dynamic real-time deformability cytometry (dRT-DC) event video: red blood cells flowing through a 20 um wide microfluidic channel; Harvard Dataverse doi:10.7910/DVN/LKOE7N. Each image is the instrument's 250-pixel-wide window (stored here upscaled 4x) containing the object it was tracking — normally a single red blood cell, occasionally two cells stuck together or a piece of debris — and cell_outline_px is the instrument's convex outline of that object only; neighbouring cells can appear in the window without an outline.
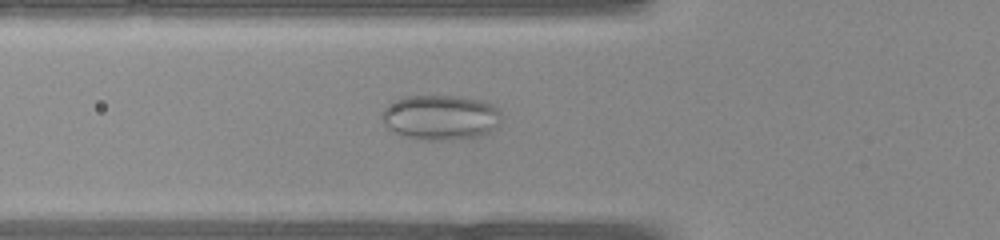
{"species": "common noctule bat (a hibernating species)", "species_latin": "Nyctalus noctula", "temperature_condition": "warm", "stored_images_in_passage": 41, "camera_frame_rate_fps": 3000, "um_per_image_px": 0.085, "animal": {"sex": "female", "body_mass_g": 22.0, "forearm_length_mm": 56.7}, "frame": {"image": 1, "passage_image": 15, "time_ms": 4.667, "image_size_px": [1000, 240], "cell_outline_px": [[500, 120], [496, 128], [488, 132], [472, 136], [452, 140], [416, 140], [388, 132], [380, 116], [384, 108], [388, 104], [404, 96], [464, 96], [480, 100], [492, 104], [500, 112]], "centroid_in_image_um": [37.36, 9.98], "position_along_channel_um": 88.4, "area_um2": 31.73}}
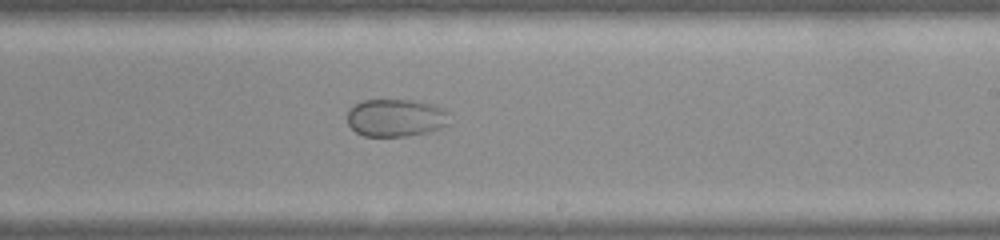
{"frame": {"image": 2, "passage_image": 25, "time_ms": 8.0, "image_size_px": [1000, 240], "cell_outline_px": [[448, 124], [440, 128], [428, 132], [408, 136], [364, 136], [356, 132], [348, 124], [348, 112], [356, 104], [364, 100], [412, 100], [432, 104], [444, 108], [448, 112]], "centroid_in_image_um": [33.67, 10.02], "position_along_channel_um": 255.3, "area_um2": 22.37}}
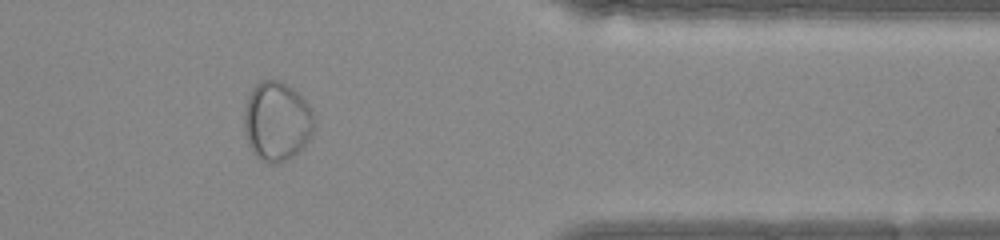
{"frame": {"image": 3, "passage_image": 34, "time_ms": 11.0, "image_size_px": [1000, 240], "cell_outline_px": [[312, 132], [304, 144], [292, 156], [276, 164], [268, 164], [256, 156], [248, 144], [244, 128], [244, 112], [248, 96], [252, 88], [260, 80], [280, 80], [292, 88], [308, 104], [312, 112]], "centroid_in_image_um": [23.48, 10.3], "position_along_channel_um": 387.9, "area_um2": 31.85}}